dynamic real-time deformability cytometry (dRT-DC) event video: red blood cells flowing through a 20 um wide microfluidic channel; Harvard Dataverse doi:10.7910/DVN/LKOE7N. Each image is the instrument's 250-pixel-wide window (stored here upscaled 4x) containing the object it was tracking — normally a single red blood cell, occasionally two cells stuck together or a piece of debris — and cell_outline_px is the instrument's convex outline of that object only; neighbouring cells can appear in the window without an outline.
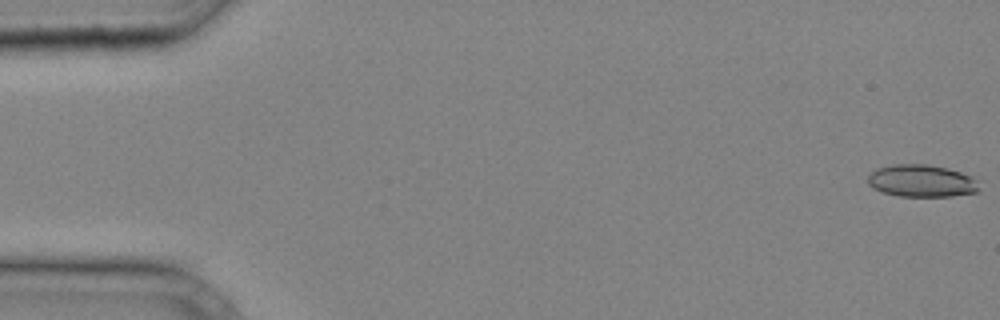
{"species": "common noctule bat (a hibernating species)", "species_latin": "Nyctalus noctula", "temperature_condition": "cold", "stored_images_in_passage": 18, "camera_frame_rate_fps": 3000, "um_per_image_px": 0.085, "animal": {"sex": "male", "body_mass_g": 20.4}, "frame": {"image": 1, "passage_image": 1, "time_ms": 0.0, "image_size_px": [1000, 320], "cell_outline_px": [[980, 188], [976, 192], [952, 196], [896, 196], [880, 192], [872, 188], [868, 184], [868, 176], [876, 168], [892, 164], [928, 164], [948, 168], [972, 176], [976, 180]], "centroid_in_image_um": [78.31, 15.37], "position_along_channel_um": 6.7, "area_um2": 21.15}}
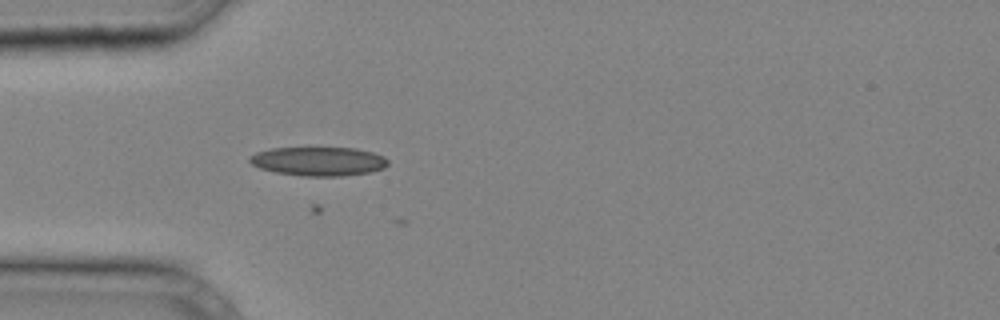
{"frame": {"image": 2, "passage_image": 12, "time_ms": 3.667, "image_size_px": [1000, 320], "cell_outline_px": [[388, 164], [384, 168], [372, 172], [344, 176], [300, 176], [276, 172], [260, 168], [252, 164], [248, 160], [248, 156], [256, 152], [272, 148], [356, 148], [372, 152], [384, 156], [388, 160]], "centroid_in_image_um": [27.08, 13.71], "position_along_channel_um": 57.9, "area_um2": 23.47}}
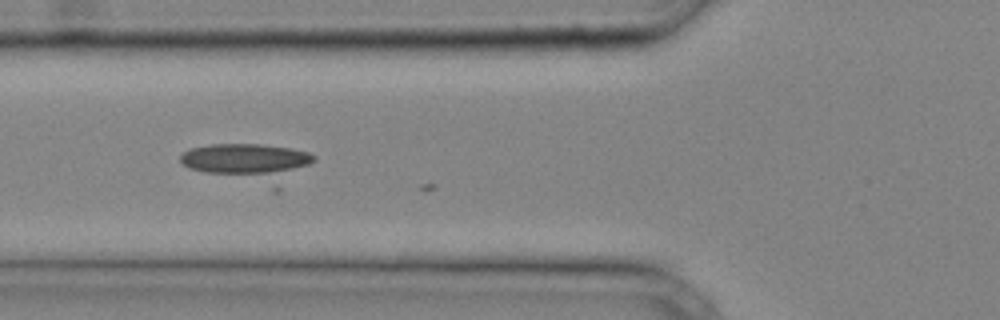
{"frame": {"image": 3, "passage_image": 15, "time_ms": 4.667, "image_size_px": [1000, 320], "cell_outline_px": [[316, 160], [280, 192], [272, 192], [188, 168], [180, 164], [180, 156], [188, 148], [212, 144], [260, 144], [292, 148], [308, 152], [316, 156]], "centroid_in_image_um": [21.23, 13.92], "position_along_channel_um": 104.6, "area_um2": 31.67}}